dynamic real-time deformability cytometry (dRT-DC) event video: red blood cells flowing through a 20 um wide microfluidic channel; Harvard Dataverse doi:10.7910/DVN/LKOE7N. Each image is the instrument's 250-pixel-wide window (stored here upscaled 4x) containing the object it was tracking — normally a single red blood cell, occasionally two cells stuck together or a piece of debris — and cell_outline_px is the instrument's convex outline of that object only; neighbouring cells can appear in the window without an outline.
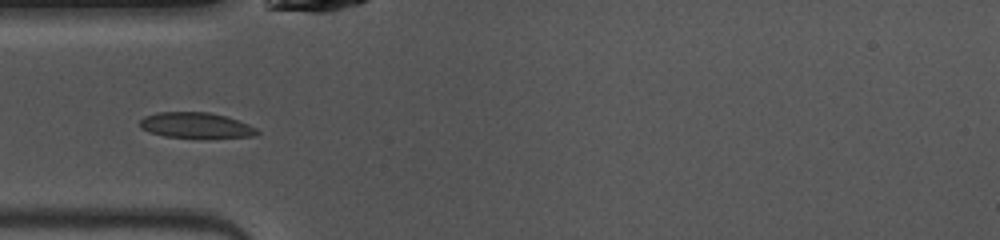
{"species": "common noctule bat (a hibernating species)", "species_latin": "Nyctalus noctula", "temperature_condition": "warm", "stored_images_in_passage": 36, "camera_frame_rate_fps": 3000, "um_per_image_px": 0.085, "animal": {"sex": "female", "body_mass_g": 10.0, "forearm_length_mm": 53.1}, "frame": {"image": 1, "passage_image": 1, "time_ms": 0.0, "image_size_px": [1000, 240], "cell_outline_px": [[260, 132], [256, 136], [200, 140], [164, 136], [140, 128], [140, 120], [144, 116], [156, 112], [208, 112], [228, 116], [248, 124], [256, 128]], "centroid_in_image_um": [16.7, 10.69], "position_along_channel_um": 68.3, "area_um2": 18.26}}
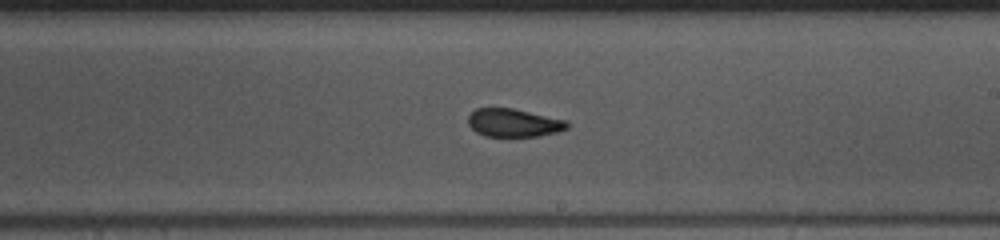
{"frame": {"image": 2, "passage_image": 14, "time_ms": 4.333, "image_size_px": [1000, 240], "cell_outline_px": [[568, 128], [556, 132], [540, 136], [484, 136], [476, 132], [468, 124], [468, 116], [476, 108], [512, 108], [568, 120]], "centroid_in_image_um": [43.66, 10.43], "position_along_channel_um": 245.3, "area_um2": 16.24}}
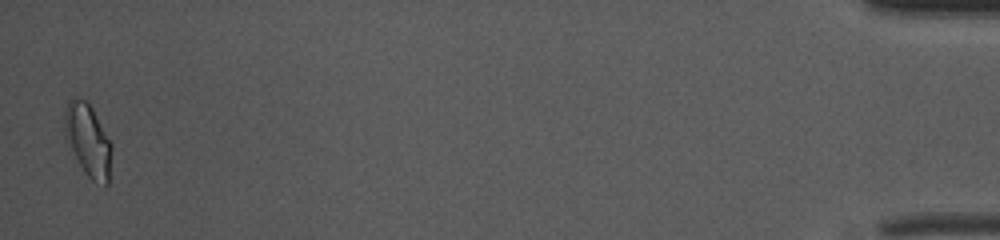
{"frame": {"image": 3, "passage_image": 35, "time_ms": 11.333, "image_size_px": [1000, 240], "cell_outline_px": [[112, 148], [108, 188], [104, 188], [92, 180], [88, 176], [80, 164], [64, 136], [64, 112], [68, 100], [76, 96], [84, 100], [92, 108], [112, 144]], "centroid_in_image_um": [7.49, 11.94], "position_along_channel_um": 427.7, "area_um2": 19.94}}